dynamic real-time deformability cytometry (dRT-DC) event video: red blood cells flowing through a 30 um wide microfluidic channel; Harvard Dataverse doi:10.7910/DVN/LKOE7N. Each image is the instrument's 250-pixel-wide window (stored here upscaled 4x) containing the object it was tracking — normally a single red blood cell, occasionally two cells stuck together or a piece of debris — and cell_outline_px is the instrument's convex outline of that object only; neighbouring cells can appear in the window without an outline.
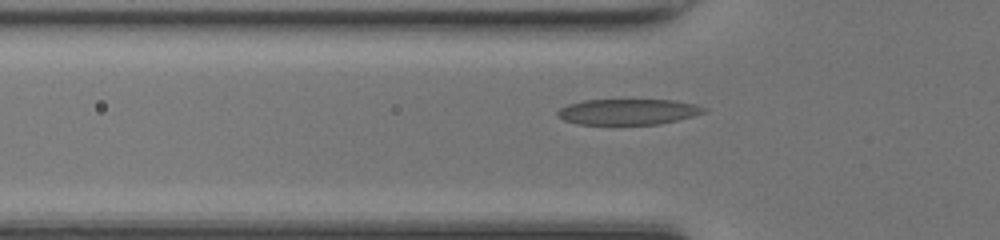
{"species": "common noctule bat (a hibernating species)", "species_latin": "Nyctalus noctula", "temperature_condition": "room temperature", "stored_images_in_passage": 32, "camera_frame_rate_fps": 3000, "um_per_image_px": 0.085, "animal": {"sex": "female", "body_mass_g": 17.0, "forearm_length_mm": 48.0}, "frame": {"image": 1, "passage_image": 2, "time_ms": 0.333, "image_size_px": [1000, 240], "cell_outline_px": [[708, 112], [660, 124], [576, 124], [564, 120], [556, 116], [556, 112], [560, 108], [568, 104], [584, 100], [676, 100], [696, 104], [708, 108]], "centroid_in_image_um": [53.4, 9.5], "position_along_channel_um": 72.4, "area_um2": 22.08}}
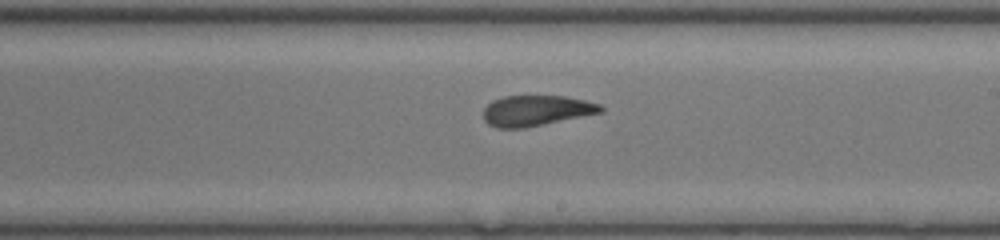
{"frame": {"image": 2, "passage_image": 14, "time_ms": 4.333, "image_size_px": [1000, 240], "cell_outline_px": [[604, 112], [524, 128], [496, 128], [488, 124], [484, 120], [484, 108], [492, 100], [504, 96], [564, 96], [584, 100], [600, 104], [604, 108]], "centroid_in_image_um": [45.58, 9.4], "position_along_channel_um": 243.4, "area_um2": 20.92}}
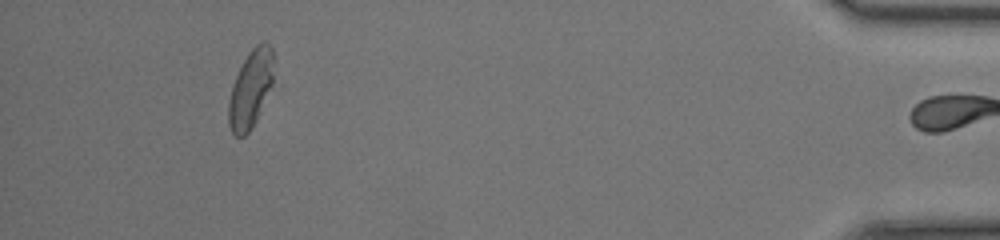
{"frame": {"image": 3, "passage_image": 31, "time_ms": 10.0, "image_size_px": [1000, 240], "cell_outline_px": [[272, 84], [256, 120], [248, 132], [244, 136], [236, 136], [232, 132], [228, 124], [228, 100], [236, 76], [248, 52], [260, 40], [264, 40], [272, 48]], "centroid_in_image_um": [21.28, 7.55], "position_along_channel_um": 413.9, "area_um2": 20.06}, "authors_computed_cell_mechanics": {"area_um2": 21.8773, "velocity_mm_per_s": 4.2647, "shape_relaxation_time_tau1_ms": 5.2049, "shape_relaxation_time_tau2_ms": 1.7592, "deformation_change_tau1": 0.2054, "deformation_change_tau2": 0.0931}}